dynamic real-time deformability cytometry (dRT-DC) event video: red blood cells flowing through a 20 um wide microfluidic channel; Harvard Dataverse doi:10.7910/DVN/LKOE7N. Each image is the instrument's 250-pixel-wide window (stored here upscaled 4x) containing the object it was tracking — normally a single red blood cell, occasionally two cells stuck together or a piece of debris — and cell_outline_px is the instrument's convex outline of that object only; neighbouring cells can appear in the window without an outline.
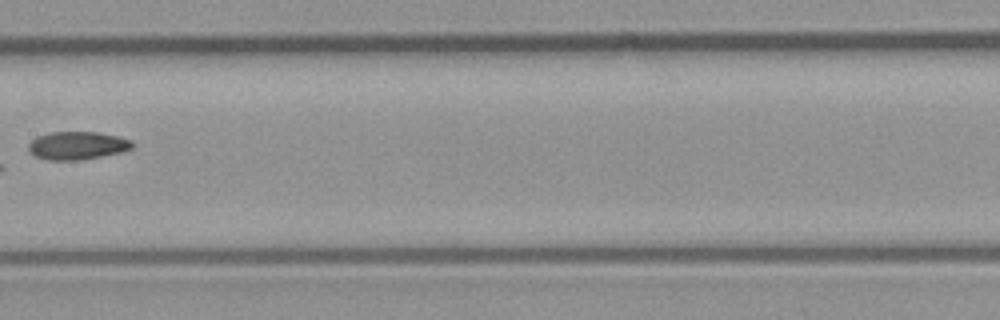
{"species": "common noctule bat (a hibernating species)", "species_latin": "Nyctalus noctula", "temperature_condition": "room temperature", "stored_images_in_passage": 8, "camera_frame_rate_fps": 3000, "um_per_image_px": 0.085, "animal": {"sex": "male", "body_mass_g": 23.1, "forearm_length_mm": 52.7}, "frame": {"image": 1, "passage_image": 7, "time_ms": 2.0, "image_size_px": [1000, 320], "cell_outline_px": [[136, 144], [132, 148], [120, 152], [80, 160], [48, 160], [36, 156], [28, 152], [28, 144], [36, 136], [52, 132], [100, 132], [132, 140]], "centroid_in_image_um": [6.56, 12.36], "position_along_channel_um": 200.8, "area_um2": 16.99}}
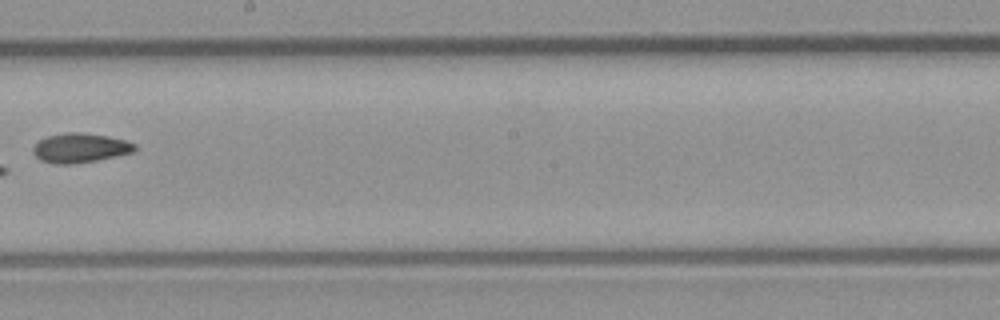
{"frame": {"image": 2, "passage_image": 8, "time_ms": 2.333, "image_size_px": [1000, 320], "cell_outline_px": [[136, 148], [132, 152], [96, 160], [72, 164], [56, 164], [40, 160], [32, 152], [32, 148], [40, 140], [48, 136], [64, 132], [80, 132], [108, 136], [124, 140], [136, 144]], "centroid_in_image_um": [6.78, 12.57], "position_along_channel_um": 241.4, "area_um2": 17.28}}